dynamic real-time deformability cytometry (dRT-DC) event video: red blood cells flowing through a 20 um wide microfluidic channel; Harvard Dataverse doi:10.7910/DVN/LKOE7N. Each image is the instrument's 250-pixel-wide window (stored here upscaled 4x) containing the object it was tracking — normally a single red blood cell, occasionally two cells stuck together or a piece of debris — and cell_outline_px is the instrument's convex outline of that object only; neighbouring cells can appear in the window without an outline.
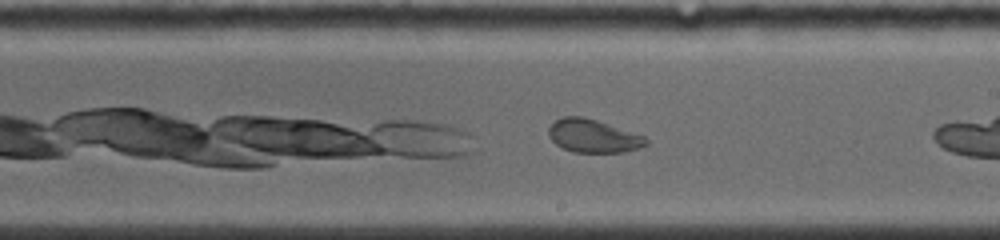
{"species": "common noctule bat (a hibernating species)", "species_latin": "Nyctalus noctula", "temperature_condition": "warm", "stored_images_in_passage": 11, "camera_frame_rate_fps": 5000, "um_per_image_px": 0.085, "animal": {"sex": "female", "body_mass_g": 19.0, "forearm_length_mm": 53.3}, "frame": {"image": 1, "passage_image": 10, "time_ms": 4.8, "image_size_px": [1000, 240], "cell_outline_px": [[648, 144], [624, 152], [572, 152], [556, 144], [552, 140], [548, 132], [548, 128], [556, 120], [564, 116], [580, 116], [596, 120], [644, 136], [648, 140]], "centroid_in_image_um": [50.4, 11.56], "position_along_channel_um": 238.6, "area_um2": 18.5}}